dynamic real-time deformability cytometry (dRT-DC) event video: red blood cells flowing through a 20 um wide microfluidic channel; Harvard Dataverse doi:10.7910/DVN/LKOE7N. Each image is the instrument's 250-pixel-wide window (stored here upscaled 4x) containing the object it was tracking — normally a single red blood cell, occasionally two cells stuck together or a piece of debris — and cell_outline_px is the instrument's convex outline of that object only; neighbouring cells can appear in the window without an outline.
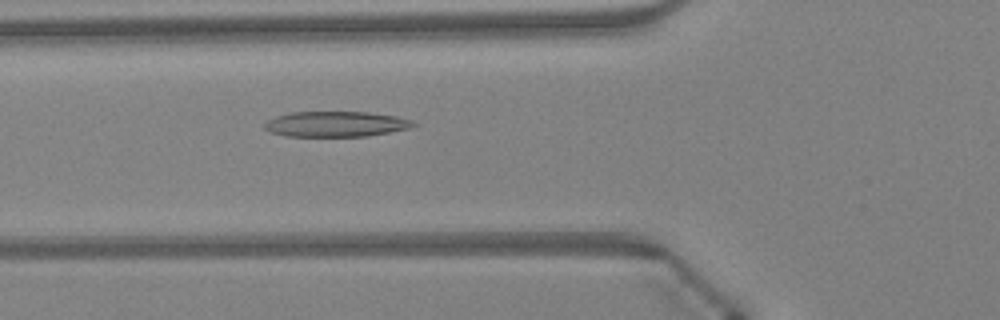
{"species": "Egyptian fruit bat (a non-hibernating species)", "species_latin": "Rousettus aegyptiacus", "temperature_condition": "warm", "stored_images_in_passage": 45, "camera_frame_rate_fps": 3000, "um_per_image_px": 0.085, "animal": {"sex": "female"}, "frame": {"image": 1, "passage_image": 15, "time_ms": 4.667, "image_size_px": [1000, 320], "cell_outline_px": [[416, 124], [412, 128], [368, 136], [284, 136], [272, 132], [264, 128], [264, 124], [268, 120], [276, 116], [292, 112], [368, 112], [396, 116], [412, 120]], "centroid_in_image_um": [28.57, 10.54], "position_along_channel_um": 97.2, "area_um2": 22.02}}
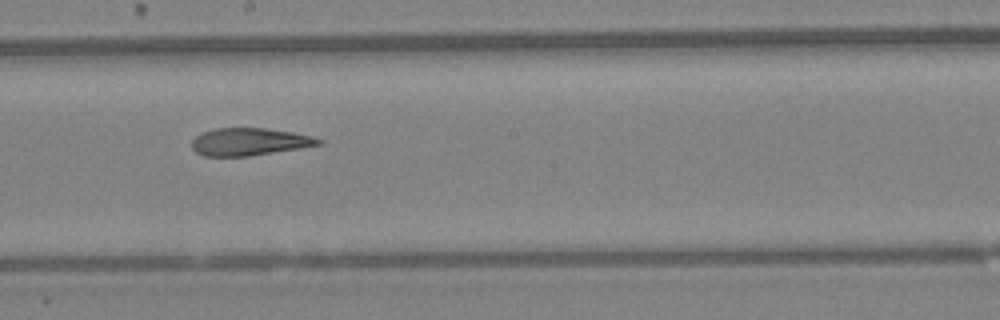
{"frame": {"image": 2, "passage_image": 24, "time_ms": 7.667, "image_size_px": [1000, 320], "cell_outline_px": [[324, 144], [300, 148], [248, 156], [204, 156], [196, 152], [192, 148], [192, 140], [200, 132], [212, 128], [264, 128], [296, 132], [312, 136], [324, 140]], "centroid_in_image_um": [21.21, 12.04], "position_along_channel_um": 227.0, "area_um2": 20.52}}
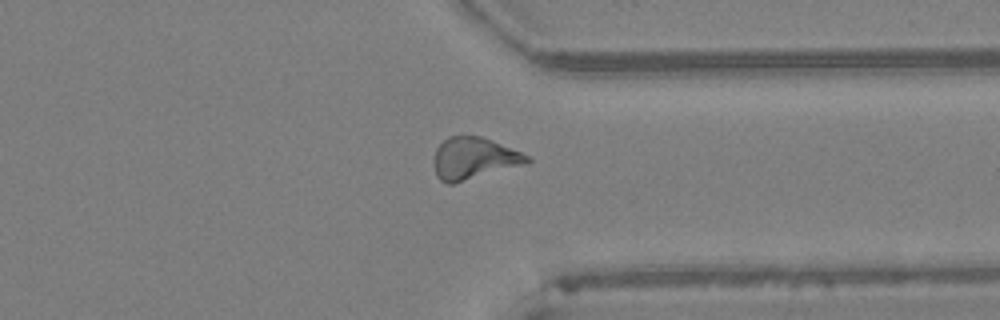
{"frame": {"image": 3, "passage_image": 34, "time_ms": 11.0, "image_size_px": [1000, 320], "cell_outline_px": [[532, 160], [528, 164], [452, 184], [448, 184], [440, 180], [436, 176], [432, 164], [432, 160], [436, 148], [448, 136], [480, 136], [492, 140], [532, 156]], "centroid_in_image_um": [40.29, 13.47], "position_along_channel_um": 371.1, "area_um2": 23.18}, "authors_computed_cell_mechanics": {"area_um2": 22.253, "velocity_mm_per_s": 4.3482, "shape_relaxation_time_tau1_ms": null, "shape_relaxation_time_tau2_ms": 2.5707, "deformation_change_tau1": null, "deformation_change_tau2": 0.1206}}